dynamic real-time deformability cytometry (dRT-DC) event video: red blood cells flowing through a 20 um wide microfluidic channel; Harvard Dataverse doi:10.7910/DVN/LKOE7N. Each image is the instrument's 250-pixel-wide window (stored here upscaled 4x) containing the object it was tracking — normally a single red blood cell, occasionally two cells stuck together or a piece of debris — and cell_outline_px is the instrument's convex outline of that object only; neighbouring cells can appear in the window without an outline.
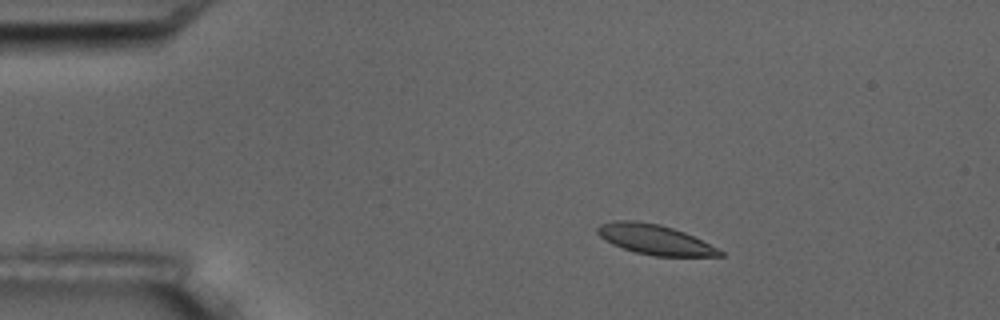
{"species": "common noctule bat (a hibernating species)", "species_latin": "Nyctalus noctula", "temperature_condition": "room temperature", "stored_images_in_passage": 4, "camera_frame_rate_fps": 3000, "um_per_image_px": 0.085, "animal": {"sex": "male", "body_mass_g": 17.5, "forearm_length_mm": 52.3}, "frame": {"image": 1, "passage_image": 2, "time_ms": 2.333, "image_size_px": [1000, 320], "cell_outline_px": [[724, 256], [652, 256], [636, 252], [612, 244], [600, 236], [596, 232], [596, 228], [600, 224], [612, 220], [636, 220], [660, 224], [684, 232], [724, 252]], "centroid_in_image_um": [55.61, 20.35], "position_along_channel_um": 29.4, "area_um2": 21.21}}